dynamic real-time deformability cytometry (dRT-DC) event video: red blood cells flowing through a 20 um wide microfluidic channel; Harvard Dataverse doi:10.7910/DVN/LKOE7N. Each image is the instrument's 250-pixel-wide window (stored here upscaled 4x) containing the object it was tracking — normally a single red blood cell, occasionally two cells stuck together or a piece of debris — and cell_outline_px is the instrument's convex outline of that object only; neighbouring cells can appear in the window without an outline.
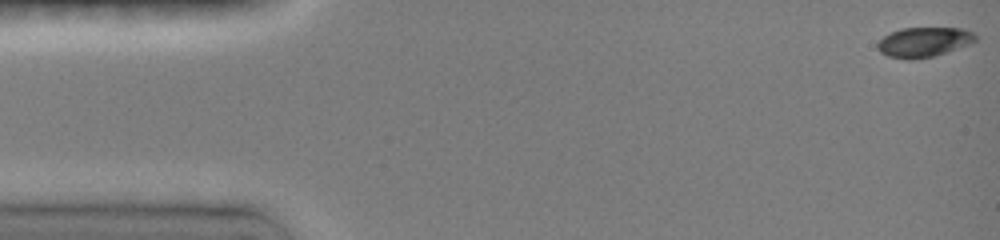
{"species": "common noctule bat (a hibernating species)", "species_latin": "Nyctalus noctula", "temperature_condition": "room temperature", "stored_images_in_passage": 48, "camera_frame_rate_fps": 3000, "um_per_image_px": 0.085, "animal": {"sex": "female", "body_mass_g": 19.0, "forearm_length_mm": 51.5}, "frame": {"image": 1, "passage_image": 1, "time_ms": 0.0, "image_size_px": [1000, 240], "cell_outline_px": [[976, 40], [968, 44], [932, 56], [908, 60], [888, 56], [880, 52], [876, 48], [876, 44], [884, 36], [900, 28], [964, 28], [972, 32], [976, 36]], "centroid_in_image_um": [78.48, 3.57], "position_along_channel_um": 6.5, "area_um2": 16.76}}
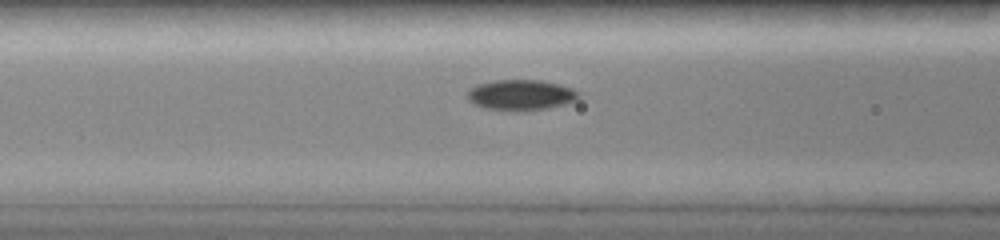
{"frame": {"image": 2, "passage_image": 19, "time_ms": 6.0, "image_size_px": [1000, 240], "cell_outline_px": [[580, 96], [576, 100], [564, 104], [548, 108], [520, 112], [512, 112], [484, 108], [476, 104], [468, 96], [468, 92], [472, 88], [480, 84], [496, 80], [540, 80], [560, 84], [572, 88], [580, 92]], "centroid_in_image_um": [44.34, 8.09], "position_along_channel_um": 122.3, "area_um2": 19.83}}
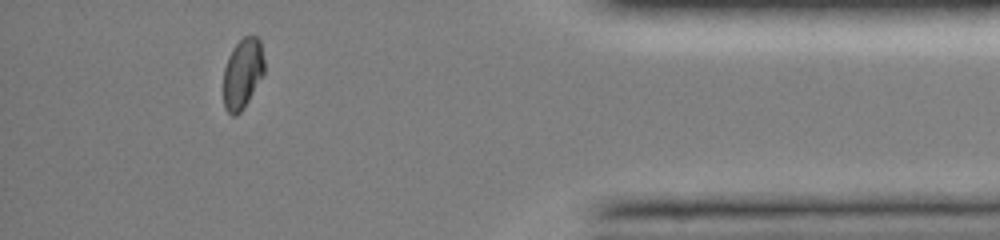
{"frame": {"image": 3, "passage_image": 43, "time_ms": 14.0, "image_size_px": [1000, 240], "cell_outline_px": [[264, 72], [248, 100], [240, 112], [236, 116], [232, 116], [224, 108], [224, 68], [228, 56], [232, 48], [244, 36], [256, 36], [260, 40], [264, 60]], "centroid_in_image_um": [20.61, 6.23], "position_along_channel_um": 414.6, "area_um2": 16.59}, "authors_computed_cell_mechanics": {"area_um2": 17.8891, "velocity_mm_per_s": 4.0223, "shape_relaxation_time_tau1_ms": 3.1256, "shape_relaxation_time_tau2_ms": null, "deformation_change_tau1": 0.1198, "deformation_change_tau2": null}}